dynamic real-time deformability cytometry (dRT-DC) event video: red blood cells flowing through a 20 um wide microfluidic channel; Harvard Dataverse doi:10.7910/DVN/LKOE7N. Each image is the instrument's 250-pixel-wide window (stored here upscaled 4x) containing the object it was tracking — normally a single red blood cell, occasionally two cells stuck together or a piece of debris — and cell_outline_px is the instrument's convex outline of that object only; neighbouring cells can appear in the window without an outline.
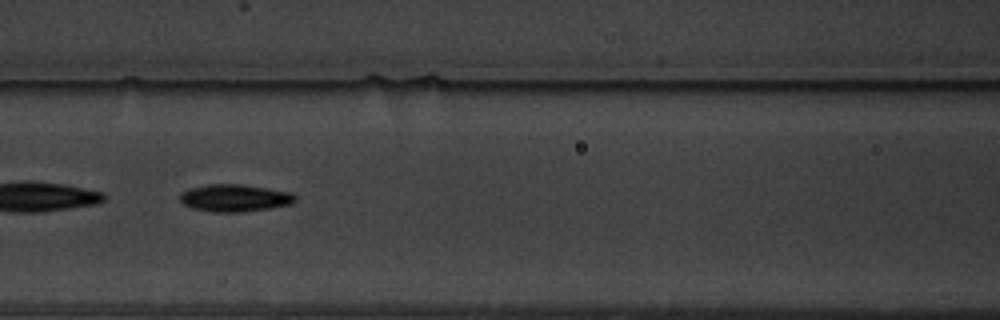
{"species": "common noctule bat (a hibernating species)", "species_latin": "Nyctalus noctula", "temperature_condition": "warm", "stored_images_in_passage": 13, "camera_frame_rate_fps": 3000, "um_per_image_px": 0.085, "animal": {"sex": "male", "body_mass_g": 19.5, "forearm_length_mm": 54.6}, "frame": {"image": 1, "passage_image": 6, "time_ms": 6.667, "image_size_px": [1000, 320], "cell_outline_px": [[296, 200], [292, 204], [268, 208], [240, 212], [212, 212], [192, 208], [184, 204], [180, 200], [180, 192], [188, 188], [208, 184], [240, 184], [268, 188], [292, 192], [296, 196]], "centroid_in_image_um": [19.94, 16.82], "position_along_channel_um": 146.7, "area_um2": 18.44}}
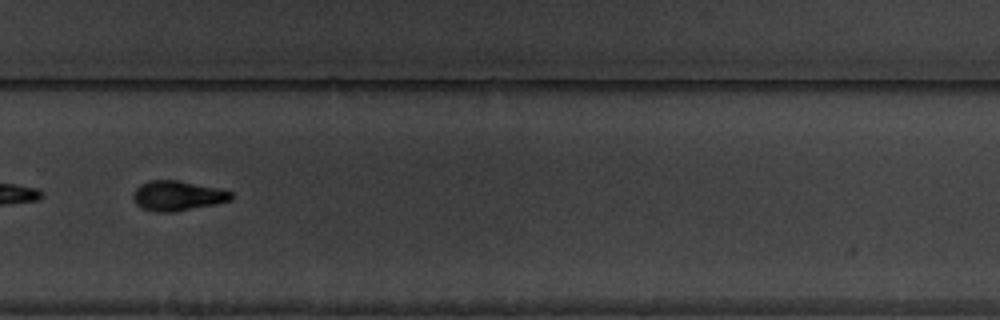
{"frame": {"image": 2, "passage_image": 10, "time_ms": 11.333, "image_size_px": [1000, 320], "cell_outline_px": [[232, 200], [172, 212], [156, 212], [140, 208], [136, 204], [132, 196], [136, 188], [140, 184], [148, 180], [176, 180], [220, 188], [232, 192]], "centroid_in_image_um": [15.05, 16.63], "position_along_channel_um": 314.8, "area_um2": 16.99}, "authors_computed_cell_mechanics": {"area_um2": 17.6868, "velocity_mm_per_s": 3.6203, "shape_relaxation_time_tau1_ms": 2.3628, "shape_relaxation_time_tau2_ms": null, "deformation_change_tau1": 0.1316, "deformation_change_tau2": null}}